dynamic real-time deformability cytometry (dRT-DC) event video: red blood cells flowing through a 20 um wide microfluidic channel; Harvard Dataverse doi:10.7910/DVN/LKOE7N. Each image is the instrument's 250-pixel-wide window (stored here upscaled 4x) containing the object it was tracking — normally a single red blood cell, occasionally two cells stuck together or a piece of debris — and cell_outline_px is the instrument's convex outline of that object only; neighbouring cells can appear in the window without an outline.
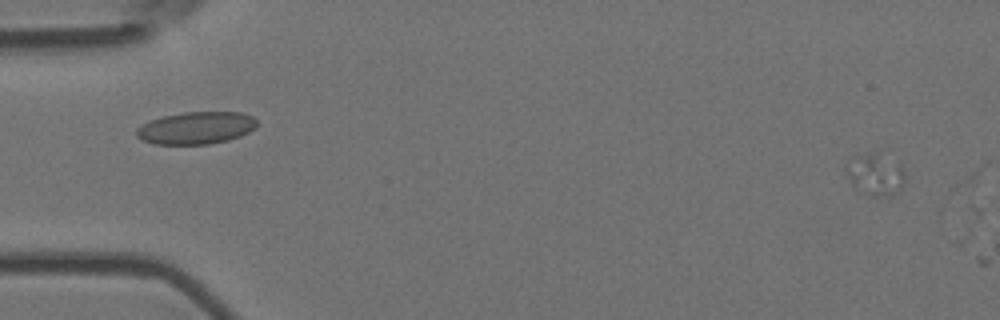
{"species": "Egyptian fruit bat (a non-hibernating species)", "species_latin": "Rousettus aegyptiacus", "temperature_condition": "room temperature", "stored_images_in_passage": 2, "camera_frame_rate_fps": 3000, "um_per_image_px": 0.085, "animal": {"sex": "female"}, "frame": {"image": 1, "passage_image": 1, "time_ms": 0.0, "image_size_px": [1000, 320], "cell_outline_px": [[904, 180], [900, 188], [892, 196], [872, 196], [856, 192], [848, 176], [848, 172], [852, 156], [872, 152], [900, 164], [904, 168]], "centroid_in_image_um": [74.41, 14.87], "position_along_channel_um": 10.6, "area_um2": 14.05}}